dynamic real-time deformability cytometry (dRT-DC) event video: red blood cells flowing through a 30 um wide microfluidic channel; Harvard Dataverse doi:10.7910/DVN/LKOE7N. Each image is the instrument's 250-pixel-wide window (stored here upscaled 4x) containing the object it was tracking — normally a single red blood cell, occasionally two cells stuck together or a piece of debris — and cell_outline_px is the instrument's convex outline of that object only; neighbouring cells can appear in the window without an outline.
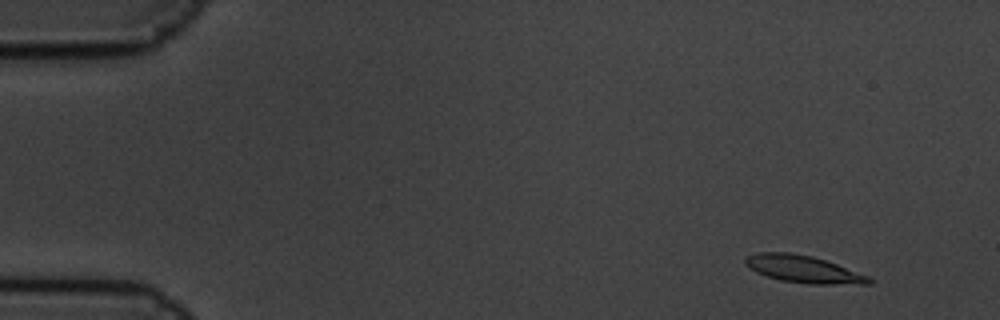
{"species": "common noctule bat (a hibernating species)", "species_latin": "Nyctalus noctula", "temperature_condition": "cold", "stored_images_in_passage": 6, "camera_frame_rate_fps": 3000, "um_per_image_px": 0.085, "animal": {"sex": "male", "body_mass_g": 19.5, "forearm_length_mm": 54.6}, "frame": {"image": 1, "passage_image": 1, "time_ms": 0.0, "image_size_px": [1000, 320], "cell_outline_px": [[876, 280], [872, 284], [812, 284], [780, 280], [756, 272], [748, 268], [744, 264], [744, 256], [756, 252], [788, 252], [812, 256], [836, 264], [868, 276]], "centroid_in_image_um": [68.25, 22.87], "position_along_channel_um": 16.7, "area_um2": 19.71}}
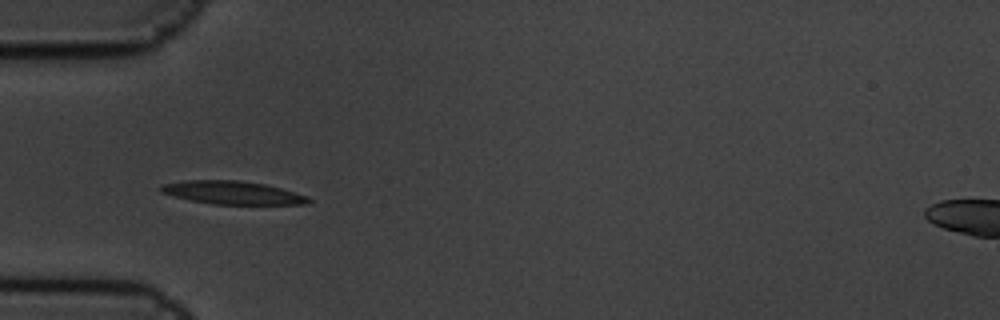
{"frame": {"image": 2, "passage_image": 5, "time_ms": 1.333, "image_size_px": [1000, 320], "cell_outline_px": [[312, 200], [308, 204], [212, 204], [172, 196], [160, 192], [156, 188], [164, 184], [184, 180], [236, 180], [264, 184], [280, 188], [308, 196]], "centroid_in_image_um": [19.73, 16.37], "position_along_channel_um": 65.3, "area_um2": 19.88}}
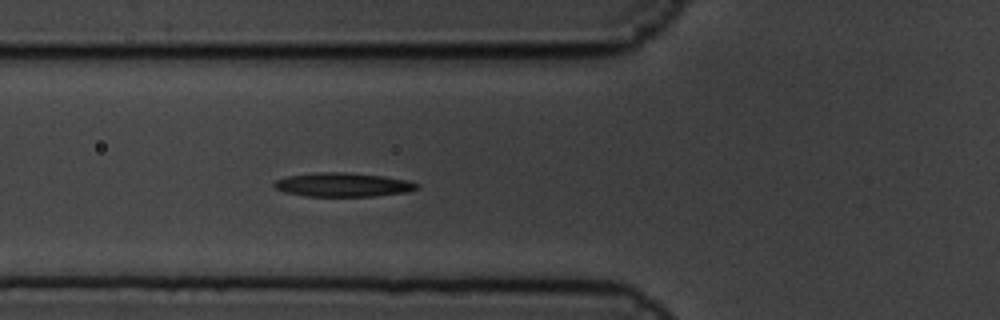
{"frame": {"image": 3, "passage_image": 6, "time_ms": 1.667, "image_size_px": [1000, 320], "cell_outline_px": [[420, 188], [408, 192], [372, 196], [304, 196], [284, 192], [276, 188], [272, 184], [276, 180], [288, 176], [320, 172], [344, 172], [384, 176], [408, 180], [420, 184]], "centroid_in_image_um": [29.19, 15.7], "position_along_channel_um": 96.6, "area_um2": 19.94}}